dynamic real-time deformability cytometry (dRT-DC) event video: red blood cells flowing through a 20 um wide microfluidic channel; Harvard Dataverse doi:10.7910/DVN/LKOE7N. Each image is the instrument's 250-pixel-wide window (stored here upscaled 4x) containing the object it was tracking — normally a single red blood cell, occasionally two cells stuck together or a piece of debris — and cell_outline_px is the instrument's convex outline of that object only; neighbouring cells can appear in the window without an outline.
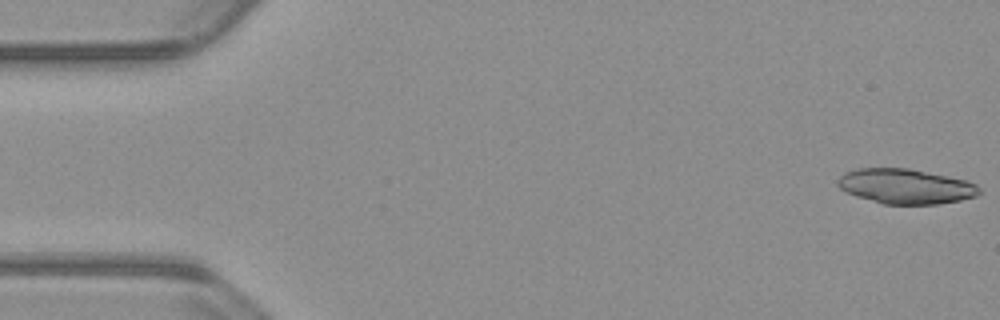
{"species": "common noctule bat (a hibernating species)", "species_latin": "Nyctalus noctula", "temperature_condition": "warm", "stored_images_in_passage": 21, "camera_frame_rate_fps": 3000, "um_per_image_px": 0.085, "animal": {"sex": "male", "body_mass_g": 23.1, "forearm_length_mm": 52.7}, "frame": {"image": 1, "passage_image": 1, "time_ms": 0.0, "image_size_px": [1000, 320], "cell_outline_px": [[980, 192], [976, 196], [960, 200], [936, 204], [884, 204], [856, 196], [844, 192], [836, 184], [836, 180], [844, 172], [856, 168], [908, 168], [948, 176], [964, 180], [976, 184], [980, 188]], "centroid_in_image_um": [76.93, 15.83], "position_along_channel_um": 8.1, "area_um2": 28.84}}